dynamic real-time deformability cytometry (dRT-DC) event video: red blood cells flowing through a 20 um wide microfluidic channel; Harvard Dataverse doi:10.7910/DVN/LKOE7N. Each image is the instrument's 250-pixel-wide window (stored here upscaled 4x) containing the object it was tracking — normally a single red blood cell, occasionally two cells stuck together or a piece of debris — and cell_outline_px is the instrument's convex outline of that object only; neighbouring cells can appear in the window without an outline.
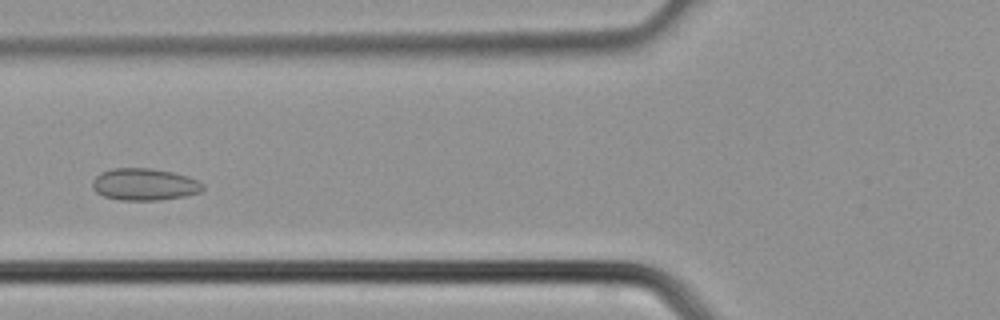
{"species": "common noctule bat (a hibernating species)", "species_latin": "Nyctalus noctula", "temperature_condition": "cold", "stored_images_in_passage": 36, "camera_frame_rate_fps": 3000, "um_per_image_px": 0.085, "animal": {"sex": "male", "body_mass_g": 21.5, "forearm_length_mm": 52.0}, "frame": {"image": 1, "passage_image": 12, "time_ms": 3.667, "image_size_px": [1000, 320], "cell_outline_px": [[204, 188], [200, 192], [184, 196], [160, 200], [120, 200], [104, 196], [96, 192], [92, 188], [92, 180], [100, 172], [112, 168], [152, 168], [172, 172], [188, 176], [204, 184]], "centroid_in_image_um": [12.26, 15.67], "position_along_channel_um": 113.5, "area_um2": 20.69}}
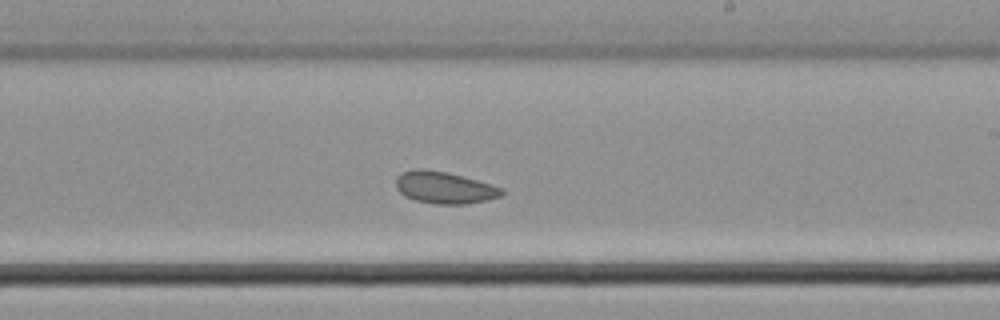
{"frame": {"image": 2, "passage_image": 20, "time_ms": 6.333, "image_size_px": [1000, 320], "cell_outline_px": [[504, 192], [500, 196], [484, 200], [464, 204], [436, 204], [416, 200], [404, 196], [396, 188], [396, 176], [400, 172], [416, 168], [420, 168], [444, 172], [476, 180], [504, 188]], "centroid_in_image_um": [37.72, 15.94], "position_along_channel_um": 251.3, "area_um2": 19.48}}
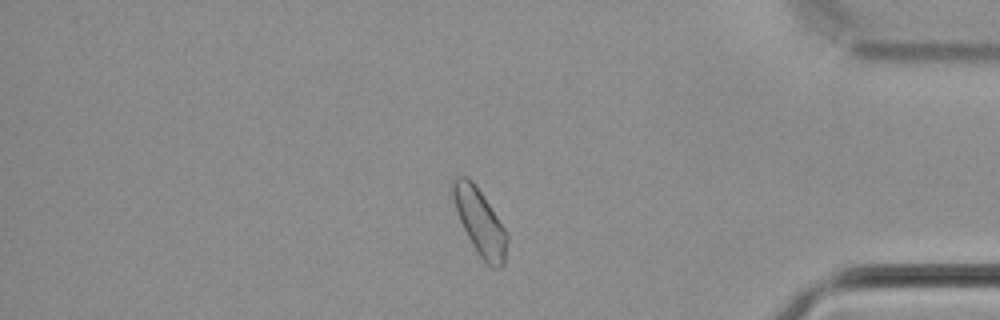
{"frame": {"image": 3, "passage_image": 30, "time_ms": 9.667, "image_size_px": [1000, 320], "cell_outline_px": [[508, 240], [504, 264], [500, 268], [496, 268], [488, 264], [480, 256], [472, 244], [460, 220], [452, 196], [452, 180], [456, 176], [464, 176], [472, 180], [504, 228], [508, 236]], "centroid_in_image_um": [40.79, 18.87], "position_along_channel_um": 394.4, "area_um2": 20.23}}